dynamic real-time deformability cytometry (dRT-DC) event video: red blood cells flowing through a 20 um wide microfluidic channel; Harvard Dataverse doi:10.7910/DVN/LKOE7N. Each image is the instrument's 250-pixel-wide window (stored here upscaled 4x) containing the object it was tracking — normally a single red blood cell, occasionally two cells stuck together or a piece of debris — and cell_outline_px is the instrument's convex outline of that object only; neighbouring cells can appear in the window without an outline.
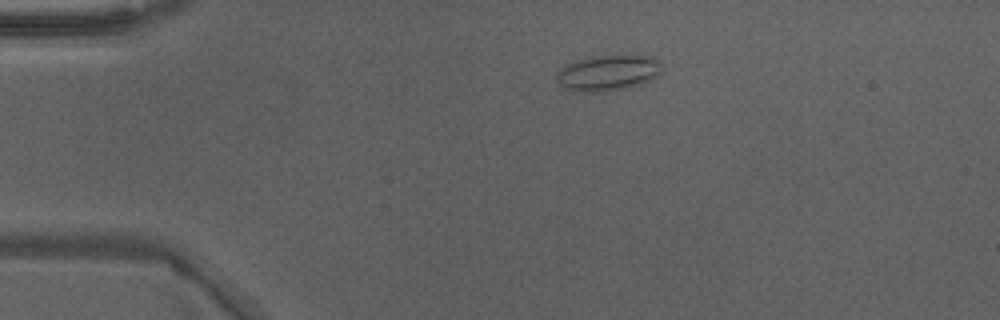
{"species": "Egyptian fruit bat (a non-hibernating species)", "species_latin": "Rousettus aegyptiacus", "temperature_condition": "warm", "stored_images_in_passage": 39, "camera_frame_rate_fps": 3000, "um_per_image_px": 0.085, "animal": {"sex": "male"}, "frame": {"image": 1, "passage_image": 1, "time_ms": 0.0, "image_size_px": [1000, 320], "cell_outline_px": [[660, 72], [656, 76], [640, 84], [628, 88], [604, 92], [572, 92], [560, 84], [556, 80], [556, 72], [560, 68], [576, 60], [592, 56], [652, 56], [660, 60]], "centroid_in_image_um": [51.63, 6.21], "position_along_channel_um": 33.4, "area_um2": 21.96}}
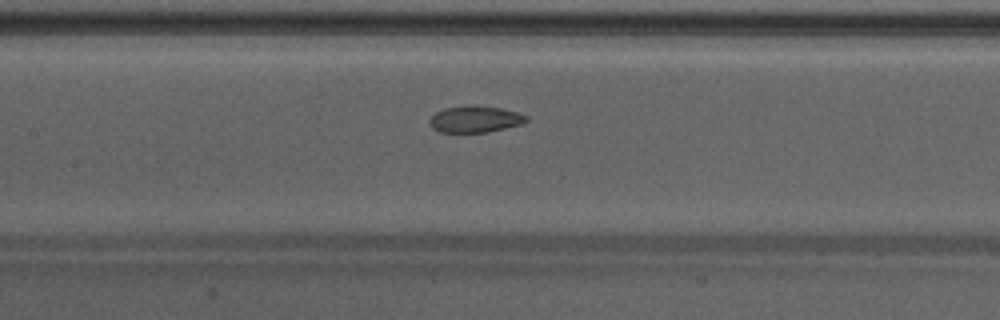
{"frame": {"image": 2, "passage_image": 14, "time_ms": 4.333, "image_size_px": [1000, 320], "cell_outline_px": [[528, 120], [524, 124], [488, 132], [440, 132], [432, 128], [428, 124], [428, 120], [436, 112], [444, 108], [472, 104], [476, 104], [500, 108], [516, 112], [528, 116]], "centroid_in_image_um": [40.38, 10.12], "position_along_channel_um": 167.0, "area_um2": 15.26}}
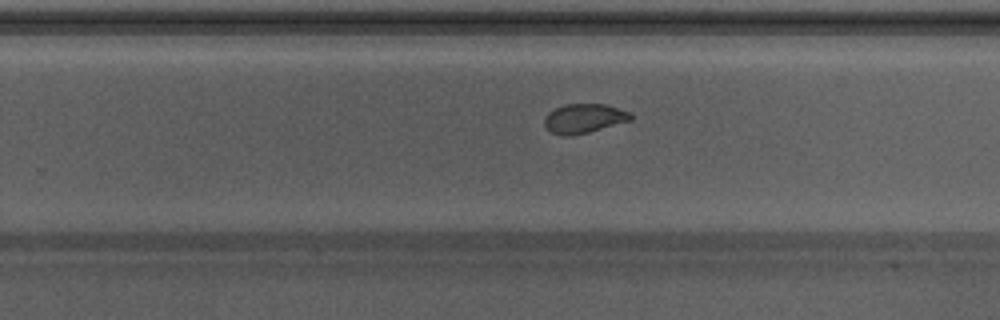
{"frame": {"image": 3, "passage_image": 22, "time_ms": 7.0, "image_size_px": [1000, 320], "cell_outline_px": [[632, 120], [588, 132], [568, 136], [564, 136], [552, 132], [544, 124], [544, 116], [548, 112], [564, 104], [604, 104], [632, 112]], "centroid_in_image_um": [49.65, 10.05], "position_along_channel_um": 280.2, "area_um2": 14.68}, "authors_computed_cell_mechanics": {"area_um2": 15.7216, "velocity_mm_per_s": 4.2586, "shape_relaxation_time_tau1_ms": null, "shape_relaxation_time_tau2_ms": 1.6922, "deformation_change_tau1": null, "deformation_change_tau2": 0.0626}}